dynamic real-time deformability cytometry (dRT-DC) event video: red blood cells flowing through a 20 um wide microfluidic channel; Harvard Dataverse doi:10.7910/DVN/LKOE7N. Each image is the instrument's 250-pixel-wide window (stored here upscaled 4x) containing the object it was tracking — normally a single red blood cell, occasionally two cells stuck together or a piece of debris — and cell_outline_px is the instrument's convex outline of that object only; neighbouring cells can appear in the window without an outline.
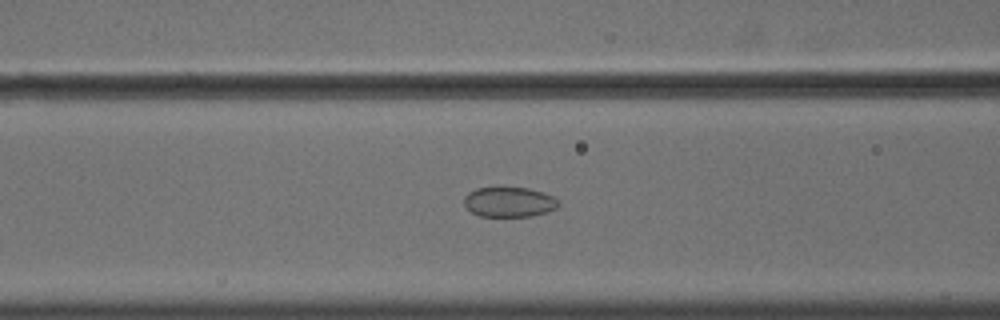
{"species": "common noctule bat (a hibernating species)", "species_latin": "Nyctalus noctula", "temperature_condition": "cold", "stored_images_in_passage": 56, "camera_frame_rate_fps": 3000, "um_per_image_px": 0.085, "animal": {"sex": "male", "body_mass_g": 18.8}, "frame": {"image": 1, "passage_image": 24, "time_ms": 7.667, "image_size_px": [1000, 320], "cell_outline_px": [[560, 204], [556, 208], [548, 212], [532, 216], [480, 216], [472, 212], [464, 204], [464, 196], [468, 192], [476, 188], [528, 188], [544, 192], [560, 200]], "centroid_in_image_um": [43.31, 17.17], "position_along_channel_um": 123.3, "area_um2": 16.53}}
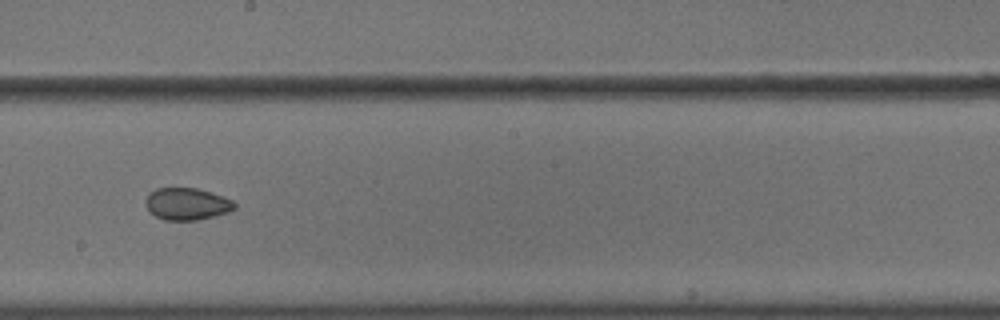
{"frame": {"image": 2, "passage_image": 33, "time_ms": 10.667, "image_size_px": [1000, 320], "cell_outline_px": [[236, 208], [228, 212], [196, 220], [164, 220], [156, 216], [144, 204], [144, 200], [156, 188], [196, 188], [232, 200], [236, 204]], "centroid_in_image_um": [15.87, 17.34], "position_along_channel_um": 232.3, "area_um2": 16.3}}
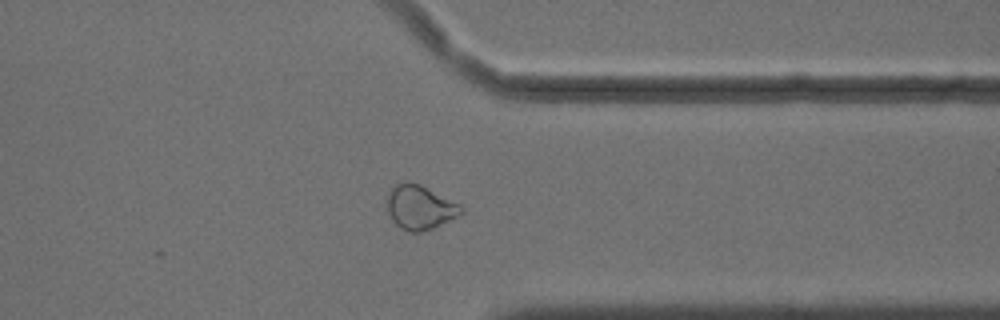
{"frame": {"image": 3, "passage_image": 45, "time_ms": 14.667, "image_size_px": [1000, 320], "cell_outline_px": [[464, 212], [460, 216], [432, 228], [420, 232], [412, 232], [400, 228], [392, 220], [388, 212], [388, 192], [396, 184], [420, 184], [460, 204], [464, 208]], "centroid_in_image_um": [35.73, 17.65], "position_along_channel_um": 375.7, "area_um2": 18.79}, "authors_computed_cell_mechanics": {"area_um2": 19.8254, "velocity_mm_per_s": 3.6228, "shape_relaxation_time_tau1_ms": null, "shape_relaxation_time_tau2_ms": 3.7541, "deformation_change_tau1": null, "deformation_change_tau2": 0.0699}}